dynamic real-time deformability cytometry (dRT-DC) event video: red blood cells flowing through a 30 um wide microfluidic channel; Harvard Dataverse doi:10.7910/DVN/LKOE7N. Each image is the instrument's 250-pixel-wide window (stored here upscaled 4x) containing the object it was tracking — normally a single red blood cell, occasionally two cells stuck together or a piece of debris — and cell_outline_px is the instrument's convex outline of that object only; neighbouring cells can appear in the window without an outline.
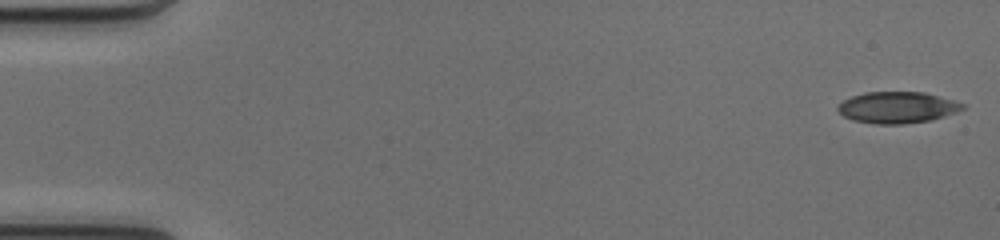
{"species": "common noctule bat (a hibernating species)", "species_latin": "Nyctalus noctula", "temperature_condition": "cold", "stored_images_in_passage": 50, "camera_frame_rate_fps": 3000, "um_per_image_px": 0.085, "animal": {"sex": "female", "body_mass_g": 17.0, "forearm_length_mm": 48.0}, "frame": {"image": 1, "passage_image": 1, "time_ms": 0.0, "image_size_px": [1000, 240], "cell_outline_px": [[964, 108], [956, 112], [932, 120], [904, 124], [876, 124], [852, 120], [844, 116], [836, 108], [844, 100], [852, 96], [864, 92], [924, 92], [952, 100], [964, 104]], "centroid_in_image_um": [76.26, 9.14], "position_along_channel_um": 8.7, "area_um2": 22.72}}
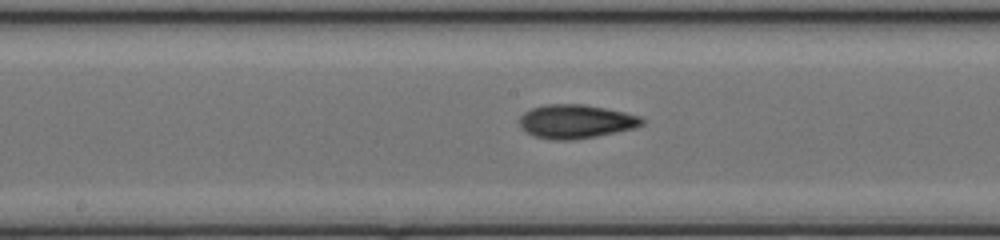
{"frame": {"image": 2, "passage_image": 26, "time_ms": 8.333, "image_size_px": [1000, 240], "cell_outline_px": [[644, 124], [632, 128], [616, 132], [596, 136], [572, 140], [552, 140], [532, 136], [520, 128], [520, 116], [524, 112], [532, 108], [544, 104], [584, 104], [624, 112], [640, 116], [644, 120]], "centroid_in_image_um": [48.9, 10.33], "position_along_channel_um": 199.3, "area_um2": 24.16}}
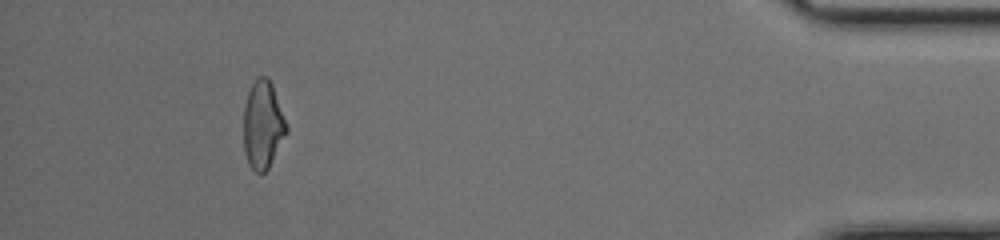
{"frame": {"image": 3, "passage_image": 46, "time_ms": 15.0, "image_size_px": [1000, 240], "cell_outline_px": [[288, 132], [268, 168], [264, 172], [256, 172], [248, 164], [244, 152], [244, 104], [248, 92], [256, 76], [264, 76], [272, 84], [288, 128]], "centroid_in_image_um": [22.33, 10.61], "position_along_channel_um": 412.9, "area_um2": 21.85}, "authors_computed_cell_mechanics": {"area_um2": 23.12, "velocity_mm_per_s": 4.1405, "shape_relaxation_time_tau1_ms": null, "shape_relaxation_time_tau2_ms": 3.3541, "deformation_change_tau1": null, "deformation_change_tau2": 0.1155}}